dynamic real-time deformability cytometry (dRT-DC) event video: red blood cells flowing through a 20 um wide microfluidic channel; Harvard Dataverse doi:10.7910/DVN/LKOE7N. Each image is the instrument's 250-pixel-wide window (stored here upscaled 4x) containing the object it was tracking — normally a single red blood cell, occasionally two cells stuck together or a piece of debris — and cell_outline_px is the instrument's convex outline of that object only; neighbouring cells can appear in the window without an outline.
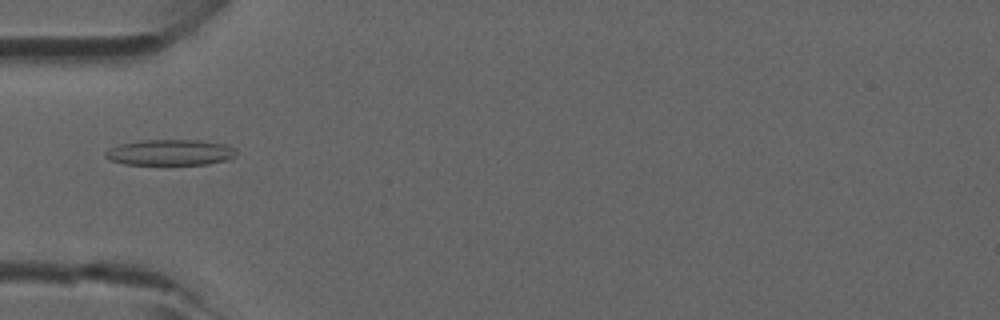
{"species": "common noctule bat (a hibernating species)", "species_latin": "Nyctalus noctula", "temperature_condition": "room temperature", "stored_images_in_passage": 31, "camera_frame_rate_fps": 3000, "um_per_image_px": 0.085, "animal": {"sex": "male", "forearm_length_mm": 52.5}, "frame": {"image": 1, "passage_image": 1, "time_ms": 0.0, "image_size_px": [1000, 320], "cell_outline_px": [[236, 156], [232, 160], [208, 164], [124, 164], [112, 160], [104, 156], [104, 152], [120, 144], [144, 140], [196, 140], [224, 144], [236, 148]], "centroid_in_image_um": [14.54, 12.96], "position_along_channel_um": 70.5, "area_um2": 19.65}}
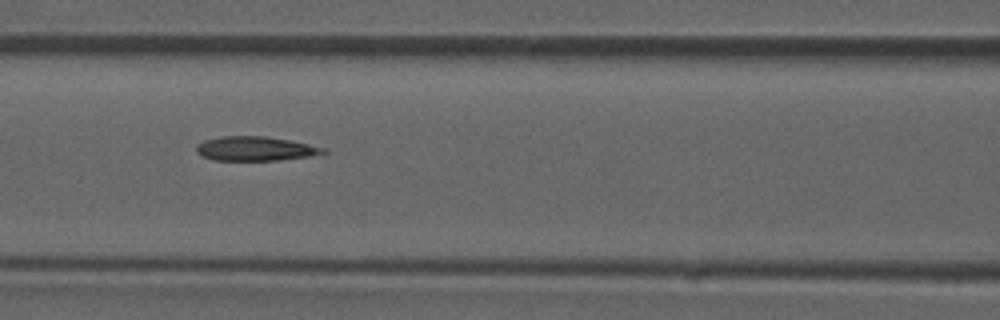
{"frame": {"image": 2, "passage_image": 6, "time_ms": 1.667, "image_size_px": [1000, 320], "cell_outline_px": [[328, 152], [308, 156], [276, 160], [212, 160], [196, 152], [196, 144], [204, 140], [220, 136], [264, 136], [288, 140], [308, 144], [324, 148]], "centroid_in_image_um": [21.64, 12.63], "position_along_channel_um": 145.0, "area_um2": 17.74}}